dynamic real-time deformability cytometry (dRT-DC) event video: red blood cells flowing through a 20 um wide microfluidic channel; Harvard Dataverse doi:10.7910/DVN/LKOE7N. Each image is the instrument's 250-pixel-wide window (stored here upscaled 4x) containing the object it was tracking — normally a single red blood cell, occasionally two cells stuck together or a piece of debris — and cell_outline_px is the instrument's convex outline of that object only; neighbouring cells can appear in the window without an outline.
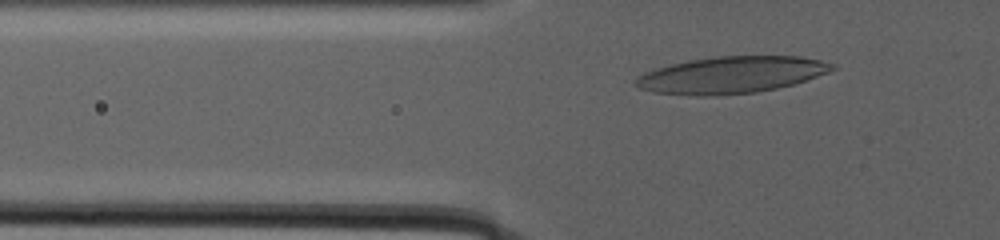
{"species": "human", "species_latin": "Homo sapiens", "temperature_condition": "warm", "stored_images_in_passage": 47, "camera_frame_rate_fps": 3000, "um_per_image_px": 0.085, "donor": {"sex": "male"}, "frame": {"image": 1, "passage_image": 10, "time_ms": 7.667, "image_size_px": [1000, 240], "cell_outline_px": [[836, 68], [828, 72], [792, 84], [776, 88], [756, 92], [716, 96], [696, 96], [652, 92], [636, 88], [632, 84], [644, 72], [656, 68], [688, 60], [716, 56], [800, 56], [820, 60], [836, 64]], "centroid_in_image_um": [62.11, 6.37], "position_along_channel_um": 63.7, "area_um2": 42.19}}
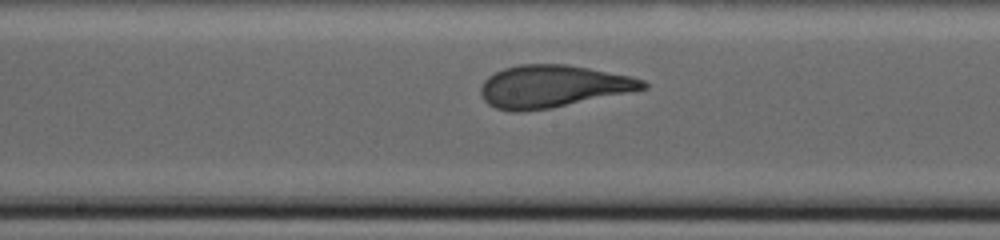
{"frame": {"image": 2, "passage_image": 28, "time_ms": 15.667, "image_size_px": [1000, 240], "cell_outline_px": [[648, 88], [552, 108], [520, 112], [512, 112], [496, 108], [488, 104], [484, 100], [480, 92], [480, 88], [484, 80], [488, 76], [504, 68], [520, 64], [568, 64], [632, 76], [644, 80], [648, 84]], "centroid_in_image_um": [46.97, 7.34], "position_along_channel_um": 201.2, "area_um2": 40.11}}
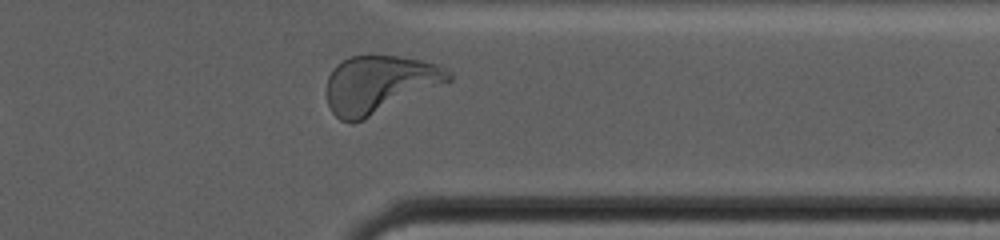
{"frame": {"image": 3, "passage_image": 42, "time_ms": 25.0, "image_size_px": [1000, 240], "cell_outline_px": [[452, 80], [352, 124], [340, 120], [332, 112], [328, 104], [328, 76], [332, 68], [336, 64], [352, 56], [396, 56], [420, 60], [436, 64], [452, 72]], "centroid_in_image_um": [32.22, 7.16], "position_along_channel_um": 379.2, "area_um2": 40.29}}